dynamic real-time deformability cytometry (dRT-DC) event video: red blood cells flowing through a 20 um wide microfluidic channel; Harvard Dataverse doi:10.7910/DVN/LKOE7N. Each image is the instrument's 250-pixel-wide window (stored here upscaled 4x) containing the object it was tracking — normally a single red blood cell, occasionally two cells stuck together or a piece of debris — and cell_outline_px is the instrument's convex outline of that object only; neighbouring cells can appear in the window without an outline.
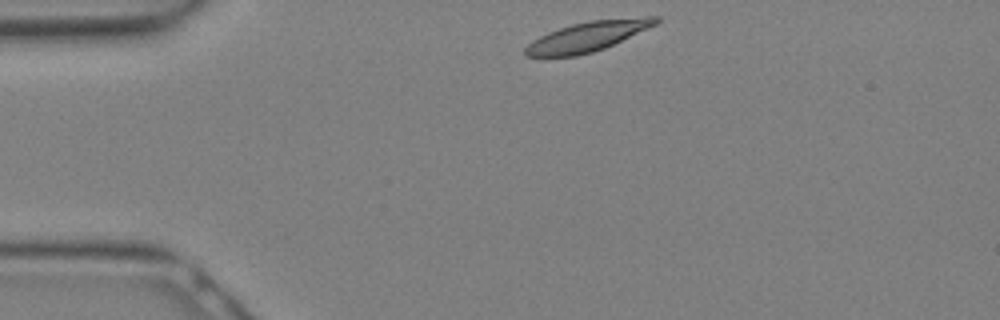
{"species": "Egyptian fruit bat (a non-hibernating species)", "species_latin": "Rousettus aegyptiacus", "temperature_condition": "warm", "stored_images_in_passage": 13, "camera_frame_rate_fps": 3000, "um_per_image_px": 0.085, "animal": {"sex": "female"}, "frame": {"image": 1, "passage_image": 1, "time_ms": 0.0, "image_size_px": [1000, 320], "cell_outline_px": [[660, 20], [656, 24], [604, 48], [592, 52], [576, 56], [524, 56], [524, 48], [532, 40], [548, 32], [572, 24], [592, 20], [644, 16], [660, 16]], "centroid_in_image_um": [49.94, 3.09], "position_along_channel_um": 35.1, "area_um2": 22.43}}
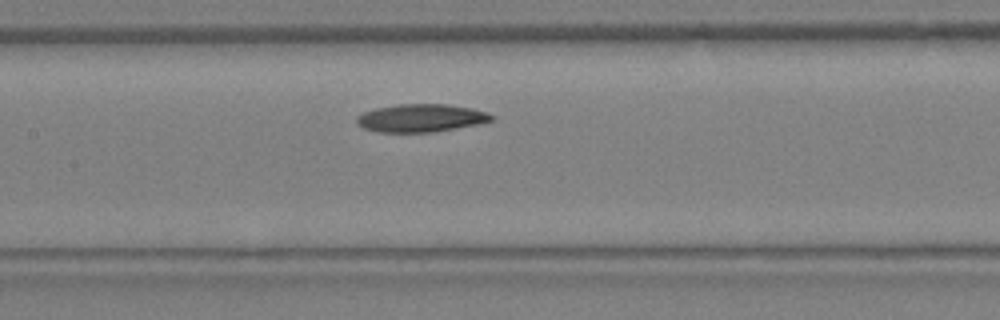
{"frame": {"image": 2, "passage_image": 9, "time_ms": 2.667, "image_size_px": [1000, 320], "cell_outline_px": [[492, 120], [480, 124], [432, 132], [380, 132], [364, 128], [356, 124], [356, 116], [364, 112], [376, 108], [400, 104], [448, 104], [472, 108], [488, 112], [492, 116]], "centroid_in_image_um": [35.78, 10.03], "position_along_channel_um": 171.6, "area_um2": 21.91}}
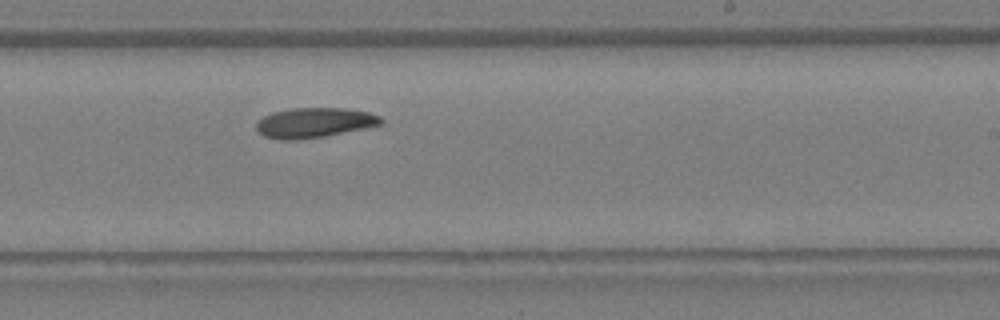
{"frame": {"image": 3, "passage_image": 13, "time_ms": 4.0, "image_size_px": [1000, 320], "cell_outline_px": [[384, 124], [324, 136], [296, 140], [280, 140], [264, 136], [256, 128], [256, 124], [264, 116], [272, 112], [292, 108], [344, 108], [368, 112], [380, 116], [384, 120]], "centroid_in_image_um": [26.73, 10.42], "position_along_channel_um": 262.3, "area_um2": 21.68}}